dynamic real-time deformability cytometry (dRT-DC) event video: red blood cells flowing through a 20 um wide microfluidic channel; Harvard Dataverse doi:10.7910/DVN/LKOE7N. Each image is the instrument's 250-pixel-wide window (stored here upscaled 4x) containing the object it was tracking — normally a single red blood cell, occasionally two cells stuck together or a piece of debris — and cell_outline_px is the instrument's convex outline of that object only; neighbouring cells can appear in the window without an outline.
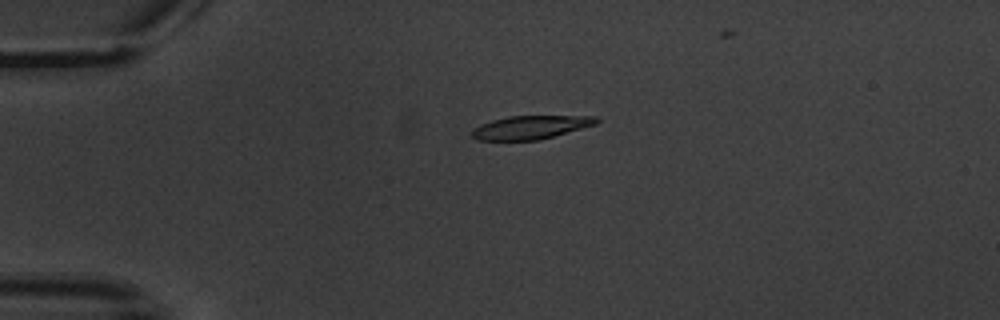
{"species": "common noctule bat (a hibernating species)", "species_latin": "Nyctalus noctula", "temperature_condition": "warm", "stored_images_in_passage": 2, "camera_frame_rate_fps": 3000, "um_per_image_px": 0.085, "animal": {"sex": "male", "body_mass_g": 20.1, "forearm_length_mm": 53.5}, "frame": {"image": 1, "passage_image": 1, "time_ms": 0.0, "image_size_px": [1000, 320], "cell_outline_px": [[600, 120], [596, 124], [540, 140], [476, 140], [472, 136], [472, 132], [480, 124], [492, 120], [508, 116], [596, 116]], "centroid_in_image_um": [45.11, 10.82], "position_along_channel_um": 39.9, "area_um2": 16.88}}